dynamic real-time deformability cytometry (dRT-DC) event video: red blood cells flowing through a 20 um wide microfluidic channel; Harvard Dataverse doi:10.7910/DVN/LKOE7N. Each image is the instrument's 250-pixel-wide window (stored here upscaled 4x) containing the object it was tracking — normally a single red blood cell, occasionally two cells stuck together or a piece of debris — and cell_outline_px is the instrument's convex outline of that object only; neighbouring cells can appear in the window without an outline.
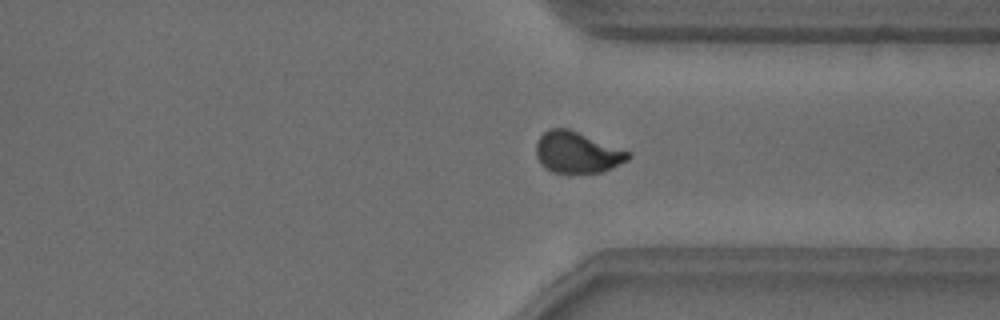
{"species": "common noctule bat (a hibernating species)", "species_latin": "Nyctalus noctula", "temperature_condition": "warm", "stored_images_in_passage": 48, "camera_frame_rate_fps": 3000, "um_per_image_px": 0.085, "animal": {"sex": "male", "body_mass_g": 18.8}, "frame": {"image": 1, "passage_image": 39, "time_ms": 12.667, "image_size_px": [1000, 320], "cell_outline_px": [[632, 156], [628, 160], [612, 168], [600, 172], [552, 172], [544, 168], [540, 164], [536, 156], [536, 144], [540, 136], [548, 128], [568, 128], [632, 152]], "centroid_in_image_um": [49.06, 12.94], "position_along_channel_um": 362.3, "area_um2": 22.25}}
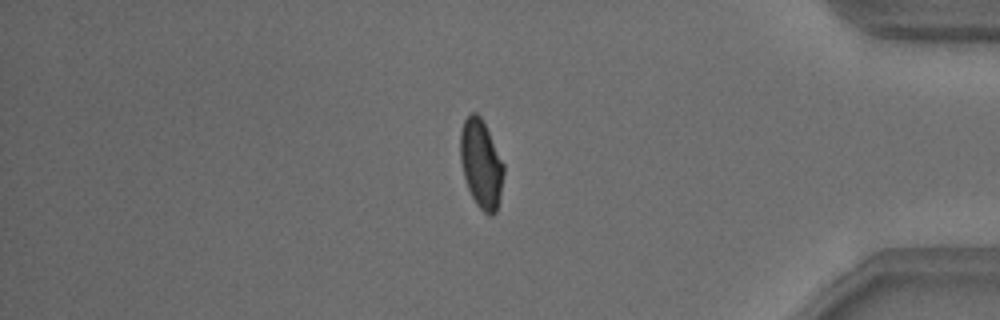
{"frame": {"image": 2, "passage_image": 44, "time_ms": 14.333, "image_size_px": [1000, 320], "cell_outline_px": [[504, 172], [500, 196], [496, 212], [492, 216], [488, 216], [476, 204], [468, 188], [464, 176], [460, 160], [460, 132], [464, 120], [472, 112], [476, 112], [480, 116], [504, 164]], "centroid_in_image_um": [40.89, 13.95], "position_along_channel_um": 394.3, "area_um2": 22.14}, "authors_computed_cell_mechanics": {"area_um2": 22.1952, "velocity_mm_per_s": 3.8365, "shape_relaxation_time_tau1_ms": 3.9578, "shape_relaxation_time_tau2_ms": 1.1806, "deformation_change_tau1": 0.1432, "deformation_change_tau2": 0.0518}}